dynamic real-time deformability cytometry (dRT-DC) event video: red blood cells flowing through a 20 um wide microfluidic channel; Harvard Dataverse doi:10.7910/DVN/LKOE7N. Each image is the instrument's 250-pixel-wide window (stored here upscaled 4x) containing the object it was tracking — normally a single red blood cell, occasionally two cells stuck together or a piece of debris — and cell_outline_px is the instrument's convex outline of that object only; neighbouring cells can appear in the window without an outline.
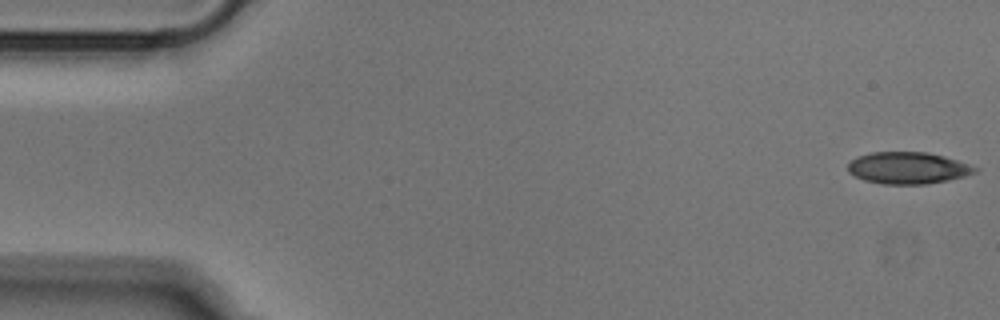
{"species": "Egyptian fruit bat (a non-hibernating species)", "species_latin": "Rousettus aegyptiacus", "temperature_condition": "cold", "stored_images_in_passage": 51, "camera_frame_rate_fps": 3000, "um_per_image_px": 0.085, "animal": {"sex": "male"}, "frame": {"image": 1, "passage_image": 1, "time_ms": 0.0, "image_size_px": [1000, 320], "cell_outline_px": [[980, 168], [976, 172], [964, 176], [948, 180], [924, 184], [884, 184], [864, 180], [848, 172], [848, 164], [856, 156], [872, 152], [928, 152], [944, 156]], "centroid_in_image_um": [77.16, 14.27], "position_along_channel_um": 7.8, "area_um2": 23.47}}
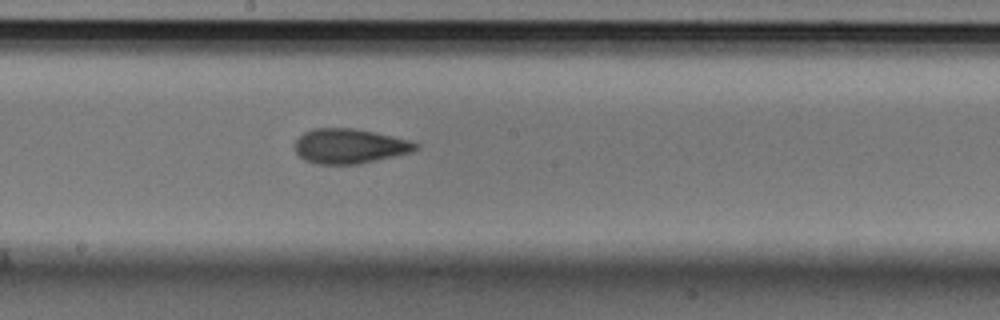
{"frame": {"image": 2, "passage_image": 27, "time_ms": 8.667, "image_size_px": [1000, 320], "cell_outline_px": [[420, 148], [412, 152], [376, 160], [356, 164], [316, 164], [304, 160], [296, 152], [296, 140], [304, 132], [312, 128], [352, 128], [392, 136], [408, 140], [420, 144]], "centroid_in_image_um": [29.72, 12.42], "position_along_channel_um": 218.5, "area_um2": 24.33}}
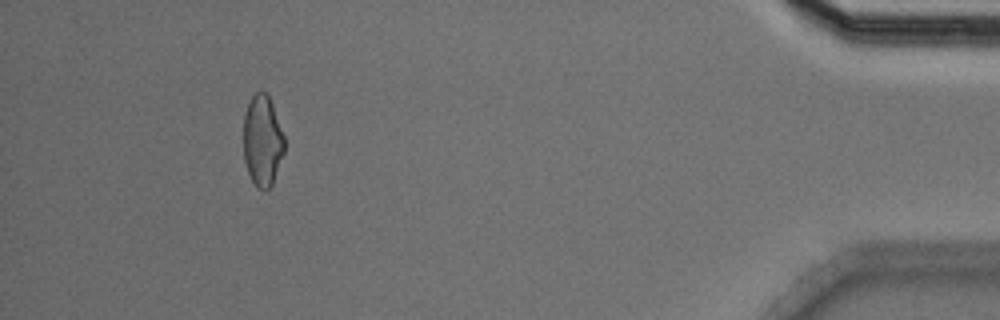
{"frame": {"image": 3, "passage_image": 47, "time_ms": 15.333, "image_size_px": [1000, 320], "cell_outline_px": [[284, 152], [272, 184], [264, 192], [256, 188], [248, 172], [244, 160], [244, 116], [248, 104], [252, 96], [256, 92], [264, 92], [268, 96], [272, 104], [284, 136]], "centroid_in_image_um": [22.3, 12.0], "position_along_channel_um": 412.9, "area_um2": 21.5}}